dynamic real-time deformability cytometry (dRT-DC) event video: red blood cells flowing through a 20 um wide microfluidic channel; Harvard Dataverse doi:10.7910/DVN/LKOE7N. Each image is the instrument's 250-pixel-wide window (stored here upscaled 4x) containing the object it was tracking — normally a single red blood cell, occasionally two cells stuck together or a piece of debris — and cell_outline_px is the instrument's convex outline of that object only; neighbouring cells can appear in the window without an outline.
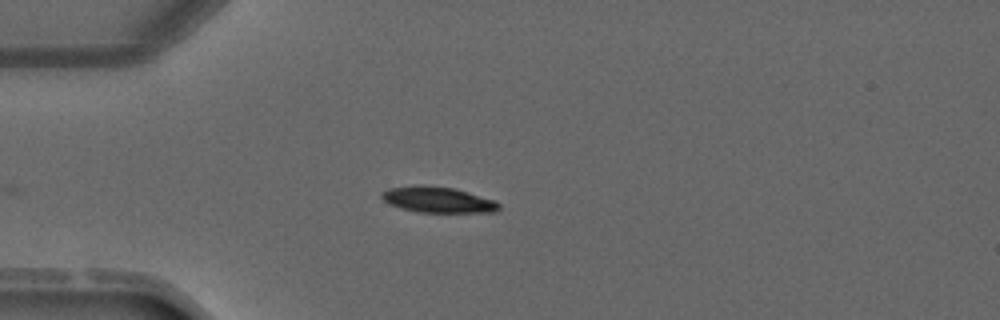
{"species": "common noctule bat (a hibernating species)", "species_latin": "Nyctalus noctula", "temperature_condition": "warm", "stored_images_in_passage": 4, "camera_frame_rate_fps": 3000, "um_per_image_px": 0.085, "animal": {"sex": "male", "forearm_length_mm": 52.5}, "frame": {"image": 1, "passage_image": 4, "time_ms": 3.667, "image_size_px": [1000, 320], "cell_outline_px": [[500, 208], [496, 212], [416, 212], [388, 204], [380, 196], [380, 192], [388, 188], [416, 184], [424, 184], [456, 188], [496, 200], [500, 204]], "centroid_in_image_um": [37.21, 16.95], "position_along_channel_um": 47.8, "area_um2": 18.09}}